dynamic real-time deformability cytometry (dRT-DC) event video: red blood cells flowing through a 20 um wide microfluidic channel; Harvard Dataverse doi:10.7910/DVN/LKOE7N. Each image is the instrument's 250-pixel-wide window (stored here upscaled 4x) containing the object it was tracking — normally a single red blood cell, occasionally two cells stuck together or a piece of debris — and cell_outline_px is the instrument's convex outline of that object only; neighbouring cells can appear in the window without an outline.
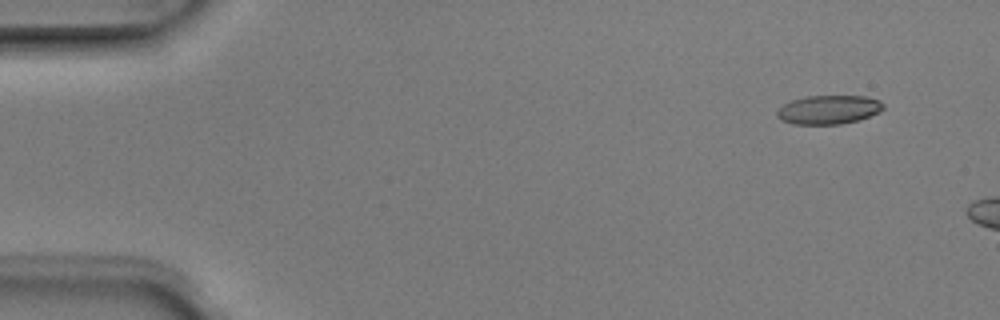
{"species": "Egyptian fruit bat (a non-hibernating species)", "species_latin": "Rousettus aegyptiacus", "temperature_condition": "room temperature", "stored_images_in_passage": 3, "camera_frame_rate_fps": 3000, "um_per_image_px": 0.085, "animal": {"sex": "male"}, "frame": {"image": 1, "passage_image": 1, "time_ms": 0.0, "image_size_px": [1000, 320], "cell_outline_px": [[884, 108], [880, 112], [856, 120], [840, 124], [792, 124], [780, 120], [776, 116], [776, 112], [784, 104], [792, 100], [808, 96], [864, 96], [880, 100], [884, 104]], "centroid_in_image_um": [70.42, 9.32], "position_along_channel_um": 14.6, "area_um2": 17.8}}